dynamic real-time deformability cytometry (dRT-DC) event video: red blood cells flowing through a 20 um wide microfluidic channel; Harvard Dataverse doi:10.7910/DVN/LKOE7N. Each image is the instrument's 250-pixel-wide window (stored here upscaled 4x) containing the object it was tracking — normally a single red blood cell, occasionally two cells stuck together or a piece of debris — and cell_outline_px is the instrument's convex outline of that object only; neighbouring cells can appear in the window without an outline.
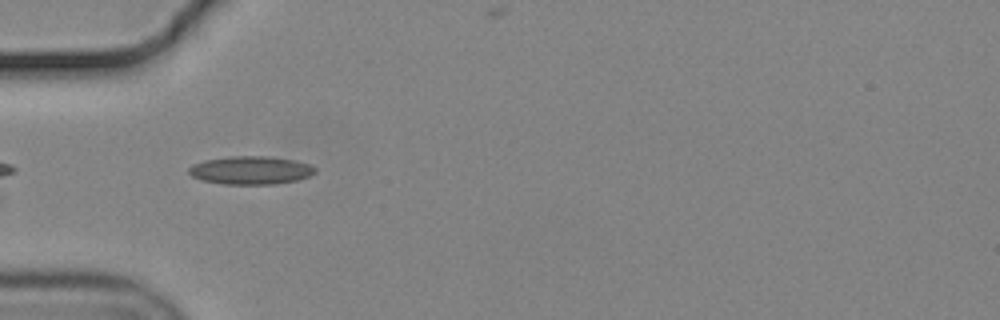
{"species": "common noctule bat (a hibernating species)", "species_latin": "Nyctalus noctula", "temperature_condition": "cold", "stored_images_in_passage": 5, "camera_frame_rate_fps": 3000, "um_per_image_px": 0.085, "animal": {"sex": "male", "body_mass_g": 19.2, "forearm_length_mm": 51.8}, "frame": {"image": 1, "passage_image": 1, "time_ms": 0.0, "image_size_px": [1000, 320], "cell_outline_px": [[316, 172], [308, 176], [296, 180], [276, 184], [224, 184], [200, 180], [192, 176], [188, 172], [188, 168], [192, 164], [204, 160], [232, 156], [264, 156], [292, 160], [308, 164], [316, 168]], "centroid_in_image_um": [21.26, 14.47], "position_along_channel_um": 63.7, "area_um2": 20.63}}